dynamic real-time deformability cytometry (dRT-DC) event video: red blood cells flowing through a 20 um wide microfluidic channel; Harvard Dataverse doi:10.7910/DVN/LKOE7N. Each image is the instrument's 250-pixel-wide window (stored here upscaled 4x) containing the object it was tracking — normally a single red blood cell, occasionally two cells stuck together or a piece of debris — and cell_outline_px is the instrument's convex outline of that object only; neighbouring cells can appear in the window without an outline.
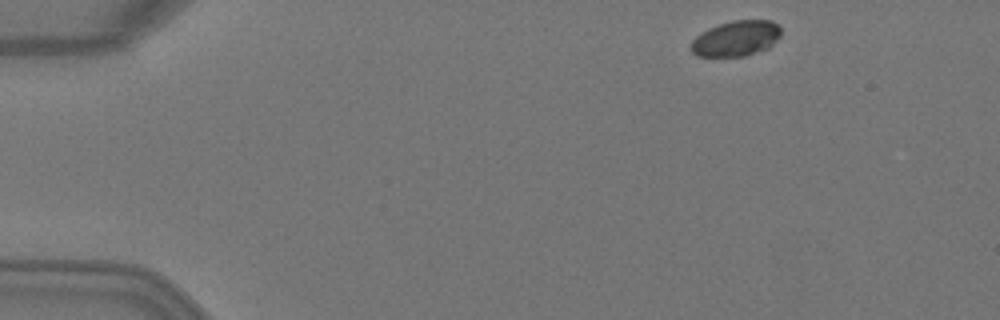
{"species": "Egyptian fruit bat (a non-hibernating species)", "species_latin": "Rousettus aegyptiacus", "temperature_condition": "warm", "stored_images_in_passage": 4, "camera_frame_rate_fps": 3000, "um_per_image_px": 0.085, "animal": {"sex": "female"}, "frame": {"image": 1, "passage_image": 1, "time_ms": 0.0, "image_size_px": [1000, 320], "cell_outline_px": [[780, 36], [768, 48], [744, 56], [696, 56], [692, 52], [692, 40], [696, 36], [708, 28], [732, 20], [772, 20], [780, 28]], "centroid_in_image_um": [62.56, 3.26], "position_along_channel_um": 22.4, "area_um2": 18.44}}
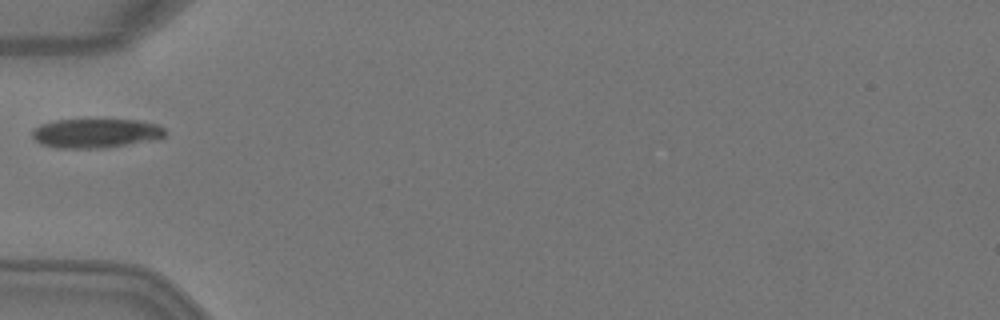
{"frame": {"image": 2, "passage_image": 4, "time_ms": 1.0, "image_size_px": [1000, 320], "cell_outline_px": [[164, 136], [160, 140], [104, 148], [56, 148], [40, 144], [32, 136], [32, 128], [40, 124], [56, 120], [140, 120], [156, 124], [164, 128]], "centroid_in_image_um": [8.15, 11.33], "position_along_channel_um": 76.8, "area_um2": 22.95}}